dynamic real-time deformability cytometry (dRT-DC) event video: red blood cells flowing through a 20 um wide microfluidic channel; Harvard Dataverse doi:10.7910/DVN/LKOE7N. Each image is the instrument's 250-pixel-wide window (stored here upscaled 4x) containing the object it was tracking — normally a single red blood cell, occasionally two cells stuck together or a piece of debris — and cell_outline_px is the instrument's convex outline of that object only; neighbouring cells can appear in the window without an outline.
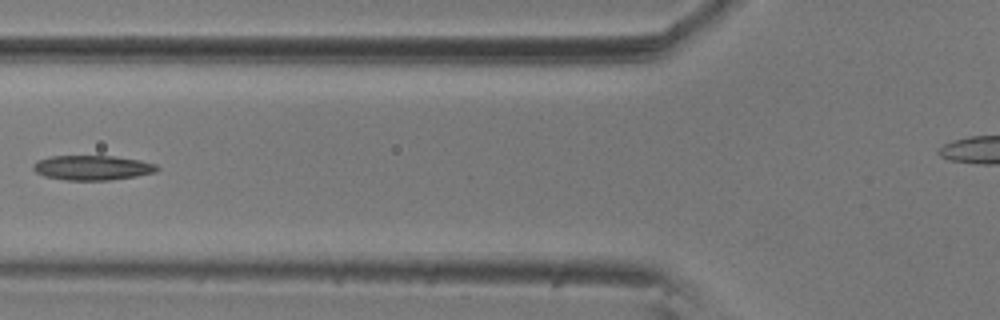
{"species": "common noctule bat (a hibernating species)", "species_latin": "Nyctalus noctula", "temperature_condition": "room temperature", "stored_images_in_passage": 8, "segment_of_instrument_passage": [1, 2], "camera_frame_rate_fps": 3000, "um_per_image_px": 0.085, "animal": {"sex": "male", "body_mass_g": 20.5, "forearm_length_mm": 52.5}, "frame": {"image": 1, "passage_image": 7, "time_ms": 2.0, "image_size_px": [1000, 320], "cell_outline_px": [[160, 168], [156, 172], [136, 176], [108, 180], [64, 180], [44, 176], [36, 172], [32, 168], [32, 164], [36, 160], [52, 156], [112, 156], [140, 160], [156, 164]], "centroid_in_image_um": [7.83, 14.25], "position_along_channel_um": 118.0, "area_um2": 17.92}}